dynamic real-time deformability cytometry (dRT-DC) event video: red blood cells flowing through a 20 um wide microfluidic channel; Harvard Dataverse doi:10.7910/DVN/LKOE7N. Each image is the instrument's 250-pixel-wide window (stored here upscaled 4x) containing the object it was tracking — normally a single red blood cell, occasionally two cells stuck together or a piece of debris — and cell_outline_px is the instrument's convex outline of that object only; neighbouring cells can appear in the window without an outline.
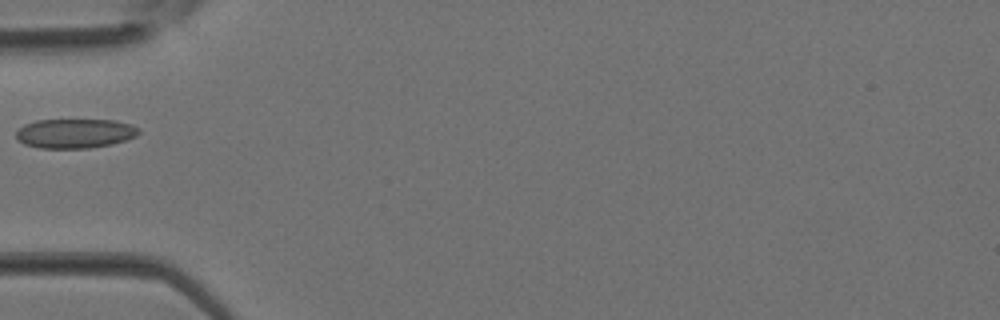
{"species": "Egyptian fruit bat (a non-hibernating species)", "species_latin": "Rousettus aegyptiacus", "temperature_condition": "room temperature", "stored_images_in_passage": 3, "camera_frame_rate_fps": 3000, "um_per_image_px": 0.085, "animal": {"sex": "female"}, "frame": {"image": 1, "passage_image": 3, "time_ms": 0.667, "image_size_px": [1000, 320], "cell_outline_px": [[140, 132], [136, 136], [112, 144], [88, 148], [40, 148], [24, 144], [16, 136], [16, 132], [24, 124], [36, 120], [116, 120], [140, 128]], "centroid_in_image_um": [6.37, 11.34], "position_along_channel_um": 78.6, "area_um2": 20.92}}